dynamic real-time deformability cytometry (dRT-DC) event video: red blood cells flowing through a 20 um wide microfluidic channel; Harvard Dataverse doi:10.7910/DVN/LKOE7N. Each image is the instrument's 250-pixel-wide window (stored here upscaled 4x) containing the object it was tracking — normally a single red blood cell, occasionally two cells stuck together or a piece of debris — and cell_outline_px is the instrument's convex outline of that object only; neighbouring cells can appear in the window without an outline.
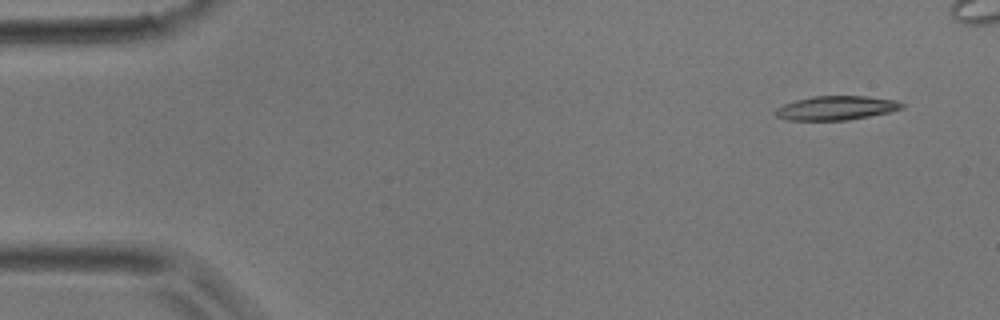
{"species": "common noctule bat (a hibernating species)", "species_latin": "Nyctalus noctula", "temperature_condition": "room temperature", "stored_images_in_passage": 2, "camera_frame_rate_fps": 3000, "um_per_image_px": 0.085, "animal": {"sex": "male", "body_mass_g": 17.9}, "frame": {"image": 1, "passage_image": 2, "time_ms": 0.333, "image_size_px": [1000, 320], "cell_outline_px": [[904, 108], [888, 112], [848, 120], [788, 120], [776, 116], [776, 108], [784, 104], [796, 100], [812, 96], [864, 96], [896, 100], [904, 104]], "centroid_in_image_um": [71.08, 9.17], "position_along_channel_um": 13.9, "area_um2": 17.57}}